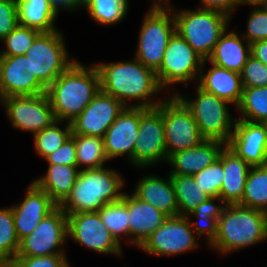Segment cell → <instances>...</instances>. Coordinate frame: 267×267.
<instances>
[{
    "mask_svg": "<svg viewBox=\"0 0 267 267\" xmlns=\"http://www.w3.org/2000/svg\"><path fill=\"white\" fill-rule=\"evenodd\" d=\"M93 64L99 73L101 90L126 107L155 108L167 96L160 88L155 71L134 56L131 60Z\"/></svg>",
    "mask_w": 267,
    "mask_h": 267,
    "instance_id": "cell-1",
    "label": "cell"
},
{
    "mask_svg": "<svg viewBox=\"0 0 267 267\" xmlns=\"http://www.w3.org/2000/svg\"><path fill=\"white\" fill-rule=\"evenodd\" d=\"M267 242V213L239 204L227 205L207 238L206 246L219 256Z\"/></svg>",
    "mask_w": 267,
    "mask_h": 267,
    "instance_id": "cell-2",
    "label": "cell"
},
{
    "mask_svg": "<svg viewBox=\"0 0 267 267\" xmlns=\"http://www.w3.org/2000/svg\"><path fill=\"white\" fill-rule=\"evenodd\" d=\"M101 90L100 77L94 64L78 59L47 87L46 94L56 120L71 123Z\"/></svg>",
    "mask_w": 267,
    "mask_h": 267,
    "instance_id": "cell-3",
    "label": "cell"
},
{
    "mask_svg": "<svg viewBox=\"0 0 267 267\" xmlns=\"http://www.w3.org/2000/svg\"><path fill=\"white\" fill-rule=\"evenodd\" d=\"M126 183L122 173L109 165L80 170L72 191L59 207L66 213L97 212L105 204L121 200Z\"/></svg>",
    "mask_w": 267,
    "mask_h": 267,
    "instance_id": "cell-4",
    "label": "cell"
},
{
    "mask_svg": "<svg viewBox=\"0 0 267 267\" xmlns=\"http://www.w3.org/2000/svg\"><path fill=\"white\" fill-rule=\"evenodd\" d=\"M167 4L175 17L176 31L204 60H207L220 36L232 26V19L213 10L197 7L179 9L172 2Z\"/></svg>",
    "mask_w": 267,
    "mask_h": 267,
    "instance_id": "cell-5",
    "label": "cell"
},
{
    "mask_svg": "<svg viewBox=\"0 0 267 267\" xmlns=\"http://www.w3.org/2000/svg\"><path fill=\"white\" fill-rule=\"evenodd\" d=\"M192 87L194 95L179 91L176 96L191 111L204 139L217 140L227 145L236 122V117L230 110L233 105L203 90L197 84Z\"/></svg>",
    "mask_w": 267,
    "mask_h": 267,
    "instance_id": "cell-6",
    "label": "cell"
},
{
    "mask_svg": "<svg viewBox=\"0 0 267 267\" xmlns=\"http://www.w3.org/2000/svg\"><path fill=\"white\" fill-rule=\"evenodd\" d=\"M142 18L134 57L156 71L163 60L170 37L176 31L173 11L168 4L149 5Z\"/></svg>",
    "mask_w": 267,
    "mask_h": 267,
    "instance_id": "cell-7",
    "label": "cell"
},
{
    "mask_svg": "<svg viewBox=\"0 0 267 267\" xmlns=\"http://www.w3.org/2000/svg\"><path fill=\"white\" fill-rule=\"evenodd\" d=\"M204 59L175 31L170 37L160 67L155 71L160 88L167 96H176L177 85L196 84ZM175 85V86H174Z\"/></svg>",
    "mask_w": 267,
    "mask_h": 267,
    "instance_id": "cell-8",
    "label": "cell"
},
{
    "mask_svg": "<svg viewBox=\"0 0 267 267\" xmlns=\"http://www.w3.org/2000/svg\"><path fill=\"white\" fill-rule=\"evenodd\" d=\"M199 237L207 238L187 216L168 217L138 248L153 257H175L199 249Z\"/></svg>",
    "mask_w": 267,
    "mask_h": 267,
    "instance_id": "cell-9",
    "label": "cell"
},
{
    "mask_svg": "<svg viewBox=\"0 0 267 267\" xmlns=\"http://www.w3.org/2000/svg\"><path fill=\"white\" fill-rule=\"evenodd\" d=\"M63 32L61 29L41 32L25 53L30 60L32 73L46 87L77 60L70 56Z\"/></svg>",
    "mask_w": 267,
    "mask_h": 267,
    "instance_id": "cell-10",
    "label": "cell"
},
{
    "mask_svg": "<svg viewBox=\"0 0 267 267\" xmlns=\"http://www.w3.org/2000/svg\"><path fill=\"white\" fill-rule=\"evenodd\" d=\"M165 162V163H164ZM163 101L155 108L140 107V123L133 150V166L150 171L159 164L166 165Z\"/></svg>",
    "mask_w": 267,
    "mask_h": 267,
    "instance_id": "cell-11",
    "label": "cell"
},
{
    "mask_svg": "<svg viewBox=\"0 0 267 267\" xmlns=\"http://www.w3.org/2000/svg\"><path fill=\"white\" fill-rule=\"evenodd\" d=\"M67 214L59 206L36 226L33 232L20 240L17 255L26 257L67 254Z\"/></svg>",
    "mask_w": 267,
    "mask_h": 267,
    "instance_id": "cell-12",
    "label": "cell"
},
{
    "mask_svg": "<svg viewBox=\"0 0 267 267\" xmlns=\"http://www.w3.org/2000/svg\"><path fill=\"white\" fill-rule=\"evenodd\" d=\"M66 214L68 241L101 255L124 257L123 246L112 236L98 212Z\"/></svg>",
    "mask_w": 267,
    "mask_h": 267,
    "instance_id": "cell-13",
    "label": "cell"
},
{
    "mask_svg": "<svg viewBox=\"0 0 267 267\" xmlns=\"http://www.w3.org/2000/svg\"><path fill=\"white\" fill-rule=\"evenodd\" d=\"M163 122L167 159L171 154L195 147L204 140L191 111L175 95L163 100Z\"/></svg>",
    "mask_w": 267,
    "mask_h": 267,
    "instance_id": "cell-14",
    "label": "cell"
},
{
    "mask_svg": "<svg viewBox=\"0 0 267 267\" xmlns=\"http://www.w3.org/2000/svg\"><path fill=\"white\" fill-rule=\"evenodd\" d=\"M9 125L31 137L56 121L46 93L34 96H10L2 99Z\"/></svg>",
    "mask_w": 267,
    "mask_h": 267,
    "instance_id": "cell-15",
    "label": "cell"
},
{
    "mask_svg": "<svg viewBox=\"0 0 267 267\" xmlns=\"http://www.w3.org/2000/svg\"><path fill=\"white\" fill-rule=\"evenodd\" d=\"M126 106L100 90L72 122V134L104 137L108 128Z\"/></svg>",
    "mask_w": 267,
    "mask_h": 267,
    "instance_id": "cell-16",
    "label": "cell"
},
{
    "mask_svg": "<svg viewBox=\"0 0 267 267\" xmlns=\"http://www.w3.org/2000/svg\"><path fill=\"white\" fill-rule=\"evenodd\" d=\"M47 87L32 73L26 55L3 56L0 65V94L10 96H34L46 93Z\"/></svg>",
    "mask_w": 267,
    "mask_h": 267,
    "instance_id": "cell-17",
    "label": "cell"
},
{
    "mask_svg": "<svg viewBox=\"0 0 267 267\" xmlns=\"http://www.w3.org/2000/svg\"><path fill=\"white\" fill-rule=\"evenodd\" d=\"M139 123L140 107H126L111 124L103 137L105 152L110 160L108 163L123 157L128 165L133 166Z\"/></svg>",
    "mask_w": 267,
    "mask_h": 267,
    "instance_id": "cell-18",
    "label": "cell"
},
{
    "mask_svg": "<svg viewBox=\"0 0 267 267\" xmlns=\"http://www.w3.org/2000/svg\"><path fill=\"white\" fill-rule=\"evenodd\" d=\"M227 146L251 167L267 165V131L263 123L236 119Z\"/></svg>",
    "mask_w": 267,
    "mask_h": 267,
    "instance_id": "cell-19",
    "label": "cell"
},
{
    "mask_svg": "<svg viewBox=\"0 0 267 267\" xmlns=\"http://www.w3.org/2000/svg\"><path fill=\"white\" fill-rule=\"evenodd\" d=\"M24 197L11 205L14 225L19 240L31 234L36 226L58 205L32 181L26 187Z\"/></svg>",
    "mask_w": 267,
    "mask_h": 267,
    "instance_id": "cell-20",
    "label": "cell"
},
{
    "mask_svg": "<svg viewBox=\"0 0 267 267\" xmlns=\"http://www.w3.org/2000/svg\"><path fill=\"white\" fill-rule=\"evenodd\" d=\"M122 200L128 206L129 247L138 249L168 216L133 193L125 191Z\"/></svg>",
    "mask_w": 267,
    "mask_h": 267,
    "instance_id": "cell-21",
    "label": "cell"
},
{
    "mask_svg": "<svg viewBox=\"0 0 267 267\" xmlns=\"http://www.w3.org/2000/svg\"><path fill=\"white\" fill-rule=\"evenodd\" d=\"M207 64L210 65L208 69ZM196 84L233 105L234 110L241 102L244 88L240 74L214 65L208 60L203 61Z\"/></svg>",
    "mask_w": 267,
    "mask_h": 267,
    "instance_id": "cell-22",
    "label": "cell"
},
{
    "mask_svg": "<svg viewBox=\"0 0 267 267\" xmlns=\"http://www.w3.org/2000/svg\"><path fill=\"white\" fill-rule=\"evenodd\" d=\"M149 173L139 178V181L134 185L132 193L137 198L162 211L168 217L179 216L170 174L166 173L167 177L166 175L161 177L157 173Z\"/></svg>",
    "mask_w": 267,
    "mask_h": 267,
    "instance_id": "cell-23",
    "label": "cell"
},
{
    "mask_svg": "<svg viewBox=\"0 0 267 267\" xmlns=\"http://www.w3.org/2000/svg\"><path fill=\"white\" fill-rule=\"evenodd\" d=\"M225 145L217 140L204 139L195 147L175 152L167 159L168 173L193 176L217 160Z\"/></svg>",
    "mask_w": 267,
    "mask_h": 267,
    "instance_id": "cell-24",
    "label": "cell"
},
{
    "mask_svg": "<svg viewBox=\"0 0 267 267\" xmlns=\"http://www.w3.org/2000/svg\"><path fill=\"white\" fill-rule=\"evenodd\" d=\"M229 29L230 27L220 36L207 60L214 65L240 74L250 56V43L239 31Z\"/></svg>",
    "mask_w": 267,
    "mask_h": 267,
    "instance_id": "cell-25",
    "label": "cell"
},
{
    "mask_svg": "<svg viewBox=\"0 0 267 267\" xmlns=\"http://www.w3.org/2000/svg\"><path fill=\"white\" fill-rule=\"evenodd\" d=\"M251 169L242 158L227 145L223 148L224 180L219 197L227 204H239L244 194L248 173Z\"/></svg>",
    "mask_w": 267,
    "mask_h": 267,
    "instance_id": "cell-26",
    "label": "cell"
},
{
    "mask_svg": "<svg viewBox=\"0 0 267 267\" xmlns=\"http://www.w3.org/2000/svg\"><path fill=\"white\" fill-rule=\"evenodd\" d=\"M79 171L77 165L47 164L45 174L32 179V182L59 206L72 191Z\"/></svg>",
    "mask_w": 267,
    "mask_h": 267,
    "instance_id": "cell-27",
    "label": "cell"
},
{
    "mask_svg": "<svg viewBox=\"0 0 267 267\" xmlns=\"http://www.w3.org/2000/svg\"><path fill=\"white\" fill-rule=\"evenodd\" d=\"M16 8L19 25L40 32L59 29L56 24L59 15L51 7L49 0H16Z\"/></svg>",
    "mask_w": 267,
    "mask_h": 267,
    "instance_id": "cell-28",
    "label": "cell"
},
{
    "mask_svg": "<svg viewBox=\"0 0 267 267\" xmlns=\"http://www.w3.org/2000/svg\"><path fill=\"white\" fill-rule=\"evenodd\" d=\"M129 4V0H85L82 3V11L86 10L94 23L109 27L127 18Z\"/></svg>",
    "mask_w": 267,
    "mask_h": 267,
    "instance_id": "cell-29",
    "label": "cell"
},
{
    "mask_svg": "<svg viewBox=\"0 0 267 267\" xmlns=\"http://www.w3.org/2000/svg\"><path fill=\"white\" fill-rule=\"evenodd\" d=\"M75 140L77 166L79 170L96 169L110 161L105 152L104 140L99 136L71 135Z\"/></svg>",
    "mask_w": 267,
    "mask_h": 267,
    "instance_id": "cell-30",
    "label": "cell"
},
{
    "mask_svg": "<svg viewBox=\"0 0 267 267\" xmlns=\"http://www.w3.org/2000/svg\"><path fill=\"white\" fill-rule=\"evenodd\" d=\"M179 216H187L210 196L201 189L191 175H170Z\"/></svg>",
    "mask_w": 267,
    "mask_h": 267,
    "instance_id": "cell-31",
    "label": "cell"
},
{
    "mask_svg": "<svg viewBox=\"0 0 267 267\" xmlns=\"http://www.w3.org/2000/svg\"><path fill=\"white\" fill-rule=\"evenodd\" d=\"M71 135V123L56 120L49 127L42 129L32 136L34 153L37 154L40 159H44L47 155L61 147Z\"/></svg>",
    "mask_w": 267,
    "mask_h": 267,
    "instance_id": "cell-32",
    "label": "cell"
},
{
    "mask_svg": "<svg viewBox=\"0 0 267 267\" xmlns=\"http://www.w3.org/2000/svg\"><path fill=\"white\" fill-rule=\"evenodd\" d=\"M239 205L267 213V165L251 167Z\"/></svg>",
    "mask_w": 267,
    "mask_h": 267,
    "instance_id": "cell-33",
    "label": "cell"
},
{
    "mask_svg": "<svg viewBox=\"0 0 267 267\" xmlns=\"http://www.w3.org/2000/svg\"><path fill=\"white\" fill-rule=\"evenodd\" d=\"M97 212L99 213L102 222L108 228L116 241L121 246H123V243H126V247H128L129 222L127 204L121 199L116 202L105 204Z\"/></svg>",
    "mask_w": 267,
    "mask_h": 267,
    "instance_id": "cell-34",
    "label": "cell"
},
{
    "mask_svg": "<svg viewBox=\"0 0 267 267\" xmlns=\"http://www.w3.org/2000/svg\"><path fill=\"white\" fill-rule=\"evenodd\" d=\"M243 88L241 102L235 110L236 119L264 122L267 119V86Z\"/></svg>",
    "mask_w": 267,
    "mask_h": 267,
    "instance_id": "cell-35",
    "label": "cell"
},
{
    "mask_svg": "<svg viewBox=\"0 0 267 267\" xmlns=\"http://www.w3.org/2000/svg\"><path fill=\"white\" fill-rule=\"evenodd\" d=\"M226 206L227 204L220 197H209L189 213L187 217L192 225L208 238L216 229L217 221Z\"/></svg>",
    "mask_w": 267,
    "mask_h": 267,
    "instance_id": "cell-36",
    "label": "cell"
},
{
    "mask_svg": "<svg viewBox=\"0 0 267 267\" xmlns=\"http://www.w3.org/2000/svg\"><path fill=\"white\" fill-rule=\"evenodd\" d=\"M19 246L11 206L0 207V261H11Z\"/></svg>",
    "mask_w": 267,
    "mask_h": 267,
    "instance_id": "cell-37",
    "label": "cell"
},
{
    "mask_svg": "<svg viewBox=\"0 0 267 267\" xmlns=\"http://www.w3.org/2000/svg\"><path fill=\"white\" fill-rule=\"evenodd\" d=\"M40 33L37 29L18 25L0 41L3 56L25 55L28 48Z\"/></svg>",
    "mask_w": 267,
    "mask_h": 267,
    "instance_id": "cell-38",
    "label": "cell"
},
{
    "mask_svg": "<svg viewBox=\"0 0 267 267\" xmlns=\"http://www.w3.org/2000/svg\"><path fill=\"white\" fill-rule=\"evenodd\" d=\"M194 179L210 197H219L224 180L223 149L219 158L208 167L193 175Z\"/></svg>",
    "mask_w": 267,
    "mask_h": 267,
    "instance_id": "cell-39",
    "label": "cell"
},
{
    "mask_svg": "<svg viewBox=\"0 0 267 267\" xmlns=\"http://www.w3.org/2000/svg\"><path fill=\"white\" fill-rule=\"evenodd\" d=\"M245 31L239 32L250 44L267 39V12L261 7H250Z\"/></svg>",
    "mask_w": 267,
    "mask_h": 267,
    "instance_id": "cell-40",
    "label": "cell"
},
{
    "mask_svg": "<svg viewBox=\"0 0 267 267\" xmlns=\"http://www.w3.org/2000/svg\"><path fill=\"white\" fill-rule=\"evenodd\" d=\"M240 77L243 87H265L267 86V66L250 55Z\"/></svg>",
    "mask_w": 267,
    "mask_h": 267,
    "instance_id": "cell-41",
    "label": "cell"
},
{
    "mask_svg": "<svg viewBox=\"0 0 267 267\" xmlns=\"http://www.w3.org/2000/svg\"><path fill=\"white\" fill-rule=\"evenodd\" d=\"M67 254L26 257L16 255L11 262L15 267H71Z\"/></svg>",
    "mask_w": 267,
    "mask_h": 267,
    "instance_id": "cell-42",
    "label": "cell"
},
{
    "mask_svg": "<svg viewBox=\"0 0 267 267\" xmlns=\"http://www.w3.org/2000/svg\"><path fill=\"white\" fill-rule=\"evenodd\" d=\"M18 25L16 0H0V41Z\"/></svg>",
    "mask_w": 267,
    "mask_h": 267,
    "instance_id": "cell-43",
    "label": "cell"
},
{
    "mask_svg": "<svg viewBox=\"0 0 267 267\" xmlns=\"http://www.w3.org/2000/svg\"><path fill=\"white\" fill-rule=\"evenodd\" d=\"M43 160H45L47 164L77 165L74 138L71 136L61 147L47 155Z\"/></svg>",
    "mask_w": 267,
    "mask_h": 267,
    "instance_id": "cell-44",
    "label": "cell"
},
{
    "mask_svg": "<svg viewBox=\"0 0 267 267\" xmlns=\"http://www.w3.org/2000/svg\"><path fill=\"white\" fill-rule=\"evenodd\" d=\"M199 4L197 6L198 8L217 11L227 15L231 19L237 13L236 0H200Z\"/></svg>",
    "mask_w": 267,
    "mask_h": 267,
    "instance_id": "cell-45",
    "label": "cell"
},
{
    "mask_svg": "<svg viewBox=\"0 0 267 267\" xmlns=\"http://www.w3.org/2000/svg\"><path fill=\"white\" fill-rule=\"evenodd\" d=\"M51 7L59 15L61 11L72 14L82 10V3L79 0H49Z\"/></svg>",
    "mask_w": 267,
    "mask_h": 267,
    "instance_id": "cell-46",
    "label": "cell"
},
{
    "mask_svg": "<svg viewBox=\"0 0 267 267\" xmlns=\"http://www.w3.org/2000/svg\"><path fill=\"white\" fill-rule=\"evenodd\" d=\"M250 55L267 66V39L251 43Z\"/></svg>",
    "mask_w": 267,
    "mask_h": 267,
    "instance_id": "cell-47",
    "label": "cell"
},
{
    "mask_svg": "<svg viewBox=\"0 0 267 267\" xmlns=\"http://www.w3.org/2000/svg\"><path fill=\"white\" fill-rule=\"evenodd\" d=\"M237 1V10L242 6L248 7H260L264 0H236Z\"/></svg>",
    "mask_w": 267,
    "mask_h": 267,
    "instance_id": "cell-48",
    "label": "cell"
},
{
    "mask_svg": "<svg viewBox=\"0 0 267 267\" xmlns=\"http://www.w3.org/2000/svg\"><path fill=\"white\" fill-rule=\"evenodd\" d=\"M0 267H15L11 261H0Z\"/></svg>",
    "mask_w": 267,
    "mask_h": 267,
    "instance_id": "cell-49",
    "label": "cell"
},
{
    "mask_svg": "<svg viewBox=\"0 0 267 267\" xmlns=\"http://www.w3.org/2000/svg\"><path fill=\"white\" fill-rule=\"evenodd\" d=\"M150 4L155 3V4H167L171 2V0H149Z\"/></svg>",
    "mask_w": 267,
    "mask_h": 267,
    "instance_id": "cell-50",
    "label": "cell"
},
{
    "mask_svg": "<svg viewBox=\"0 0 267 267\" xmlns=\"http://www.w3.org/2000/svg\"><path fill=\"white\" fill-rule=\"evenodd\" d=\"M260 7L267 12V0H264Z\"/></svg>",
    "mask_w": 267,
    "mask_h": 267,
    "instance_id": "cell-51",
    "label": "cell"
},
{
    "mask_svg": "<svg viewBox=\"0 0 267 267\" xmlns=\"http://www.w3.org/2000/svg\"><path fill=\"white\" fill-rule=\"evenodd\" d=\"M2 58H3L2 47H0V65H1Z\"/></svg>",
    "mask_w": 267,
    "mask_h": 267,
    "instance_id": "cell-52",
    "label": "cell"
},
{
    "mask_svg": "<svg viewBox=\"0 0 267 267\" xmlns=\"http://www.w3.org/2000/svg\"><path fill=\"white\" fill-rule=\"evenodd\" d=\"M262 123L264 124V126L266 128V131H267V119L264 122H262Z\"/></svg>",
    "mask_w": 267,
    "mask_h": 267,
    "instance_id": "cell-53",
    "label": "cell"
},
{
    "mask_svg": "<svg viewBox=\"0 0 267 267\" xmlns=\"http://www.w3.org/2000/svg\"><path fill=\"white\" fill-rule=\"evenodd\" d=\"M2 96H1V94H0V107L2 106Z\"/></svg>",
    "mask_w": 267,
    "mask_h": 267,
    "instance_id": "cell-54",
    "label": "cell"
}]
</instances>
